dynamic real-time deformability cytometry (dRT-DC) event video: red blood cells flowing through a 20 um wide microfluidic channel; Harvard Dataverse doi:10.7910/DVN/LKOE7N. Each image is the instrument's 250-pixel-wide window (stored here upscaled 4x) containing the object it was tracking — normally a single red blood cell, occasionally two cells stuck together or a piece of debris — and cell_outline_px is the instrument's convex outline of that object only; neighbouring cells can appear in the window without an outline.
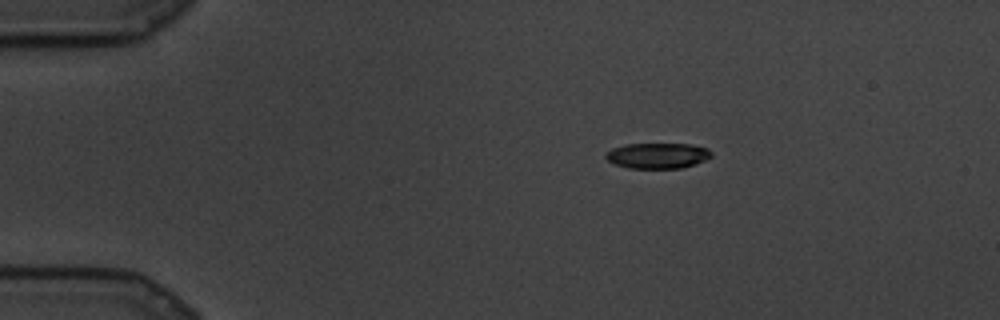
{"species": "common noctule bat (a hibernating species)", "species_latin": "Nyctalus noctula", "temperature_condition": "cold", "stored_images_in_passage": 72, "camera_frame_rate_fps": 3000, "um_per_image_px": 0.085, "animal": {"sex": "male", "body_mass_g": 19.5, "forearm_length_mm": 54.6}, "frame": {"image": 1, "passage_image": 1, "time_ms": 0.0, "image_size_px": [1000, 320], "cell_outline_px": [[712, 156], [696, 164], [680, 168], [628, 168], [616, 164], [608, 160], [604, 156], [612, 148], [624, 144], [688, 144], [708, 148], [712, 152]], "centroid_in_image_um": [55.91, 13.22], "position_along_channel_um": 29.1, "area_um2": 15.66}}
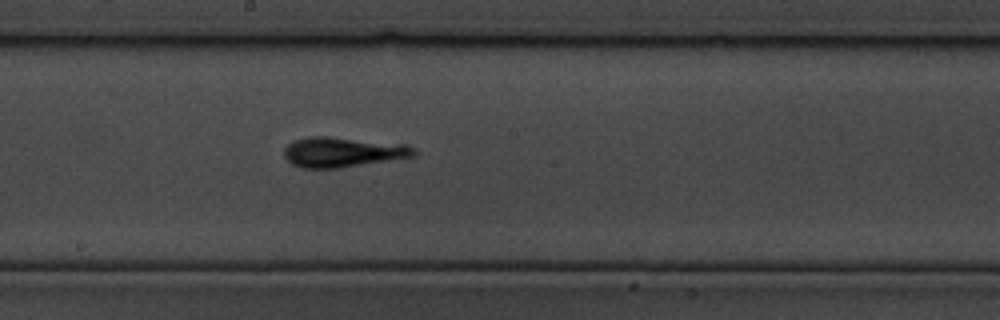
{"frame": {"image": 2, "passage_image": 33, "time_ms": 10.667, "image_size_px": [1000, 320], "cell_outline_px": [[416, 156], [340, 168], [300, 168], [292, 164], [284, 156], [284, 148], [288, 144], [296, 140], [312, 136], [328, 136], [404, 144], [416, 148]], "centroid_in_image_um": [29.14, 12.93], "position_along_channel_um": 219.1, "area_um2": 22.72}}
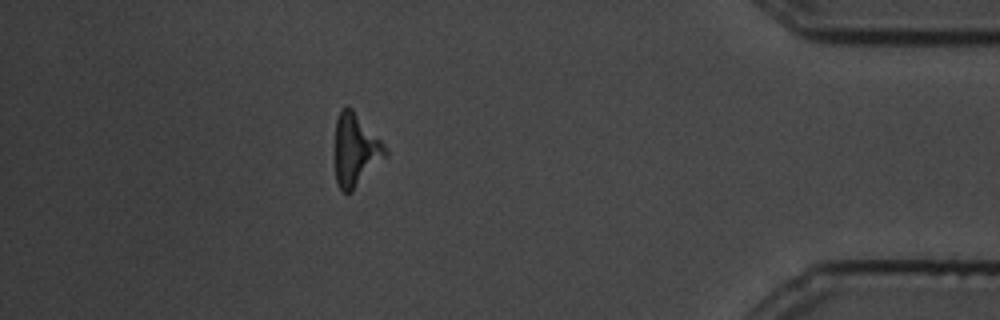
{"frame": {"image": 3, "passage_image": 62, "time_ms": 20.333, "image_size_px": [1000, 320], "cell_outline_px": [[388, 156], [352, 192], [344, 192], [336, 184], [336, 120], [340, 108], [344, 104], [352, 108], [384, 144], [388, 152]], "centroid_in_image_um": [30.24, 12.75], "position_along_channel_um": 405.0, "area_um2": 21.33}}